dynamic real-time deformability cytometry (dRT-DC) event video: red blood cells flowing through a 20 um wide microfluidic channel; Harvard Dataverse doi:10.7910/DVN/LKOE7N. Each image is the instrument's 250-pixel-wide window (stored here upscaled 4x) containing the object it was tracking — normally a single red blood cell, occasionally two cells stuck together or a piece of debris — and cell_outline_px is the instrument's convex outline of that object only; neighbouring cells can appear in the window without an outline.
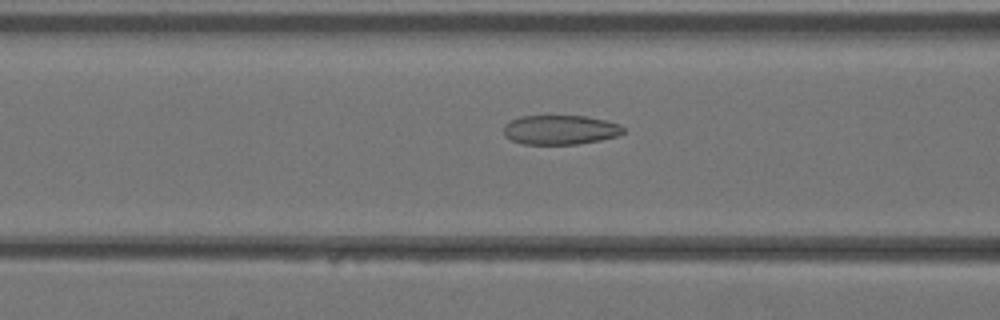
{"species": "Egyptian fruit bat (a non-hibernating species)", "species_latin": "Rousettus aegyptiacus", "temperature_condition": "warm", "stored_images_in_passage": 31, "camera_frame_rate_fps": 3000, "um_per_image_px": 0.085, "animal": {"sex": "female"}, "frame": {"image": 1, "passage_image": 7, "time_ms": 2.0, "image_size_px": [1000, 320], "cell_outline_px": [[624, 132], [616, 136], [600, 140], [576, 144], [524, 144], [512, 140], [504, 136], [504, 124], [520, 116], [584, 116], [604, 120], [620, 124], [624, 128]], "centroid_in_image_um": [47.6, 11.03], "position_along_channel_um": 119.0, "area_um2": 20.4}}
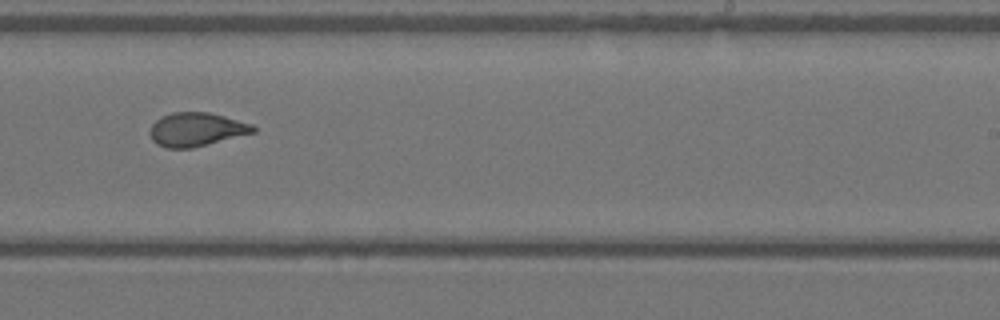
{"frame": {"image": 2, "passage_image": 16, "time_ms": 5.0, "image_size_px": [1000, 320], "cell_outline_px": [[256, 132], [192, 148], [164, 148], [156, 144], [152, 140], [148, 132], [152, 124], [160, 116], [172, 112], [208, 112], [224, 116], [252, 124], [256, 128]], "centroid_in_image_um": [16.65, 11.0], "position_along_channel_um": 272.3, "area_um2": 20.4}}
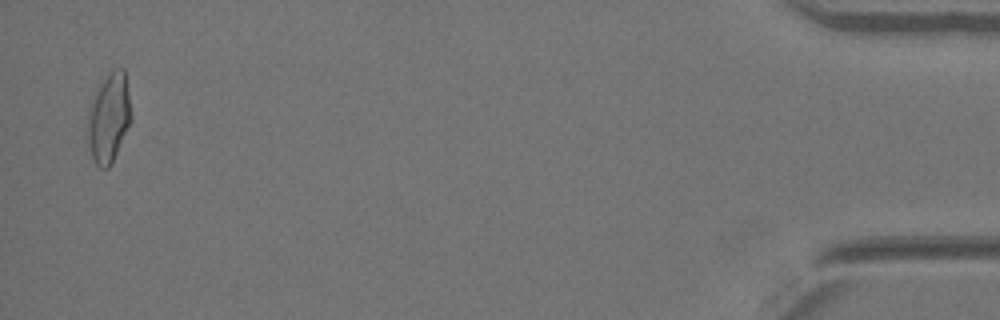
{"frame": {"image": 3, "passage_image": 30, "time_ms": 9.667, "image_size_px": [1000, 320], "cell_outline_px": [[132, 120], [112, 164], [108, 168], [100, 168], [96, 164], [92, 156], [84, 136], [88, 112], [100, 84], [108, 72], [112, 68], [124, 68], [132, 116]], "centroid_in_image_um": [9.23, 10.05], "position_along_channel_um": 426.0, "area_um2": 23.06}}